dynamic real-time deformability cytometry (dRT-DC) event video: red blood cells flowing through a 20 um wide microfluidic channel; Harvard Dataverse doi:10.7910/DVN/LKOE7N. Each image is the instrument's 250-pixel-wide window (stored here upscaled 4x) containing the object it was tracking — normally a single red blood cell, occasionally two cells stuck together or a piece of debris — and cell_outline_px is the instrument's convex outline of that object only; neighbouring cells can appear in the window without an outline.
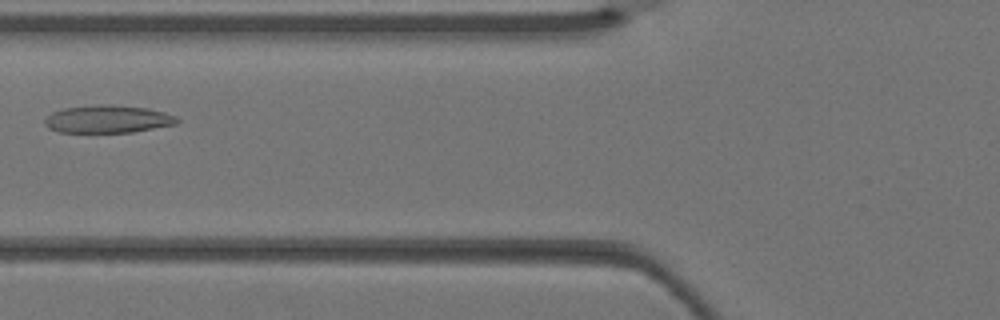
{"species": "Egyptian fruit bat (a non-hibernating species)", "species_latin": "Rousettus aegyptiacus", "temperature_condition": "warm", "stored_images_in_passage": 3, "camera_frame_rate_fps": 3000, "um_per_image_px": 0.085, "animal": {"sex": "female"}, "frame": {"image": 1, "passage_image": 3, "time_ms": 0.667, "image_size_px": [1000, 320], "cell_outline_px": [[180, 120], [176, 124], [132, 132], [56, 132], [48, 128], [44, 124], [44, 120], [52, 112], [64, 108], [96, 104], [112, 104], [148, 108], [164, 112], [176, 116]], "centroid_in_image_um": [9.15, 10.11], "position_along_channel_um": 116.7, "area_um2": 21.5}}